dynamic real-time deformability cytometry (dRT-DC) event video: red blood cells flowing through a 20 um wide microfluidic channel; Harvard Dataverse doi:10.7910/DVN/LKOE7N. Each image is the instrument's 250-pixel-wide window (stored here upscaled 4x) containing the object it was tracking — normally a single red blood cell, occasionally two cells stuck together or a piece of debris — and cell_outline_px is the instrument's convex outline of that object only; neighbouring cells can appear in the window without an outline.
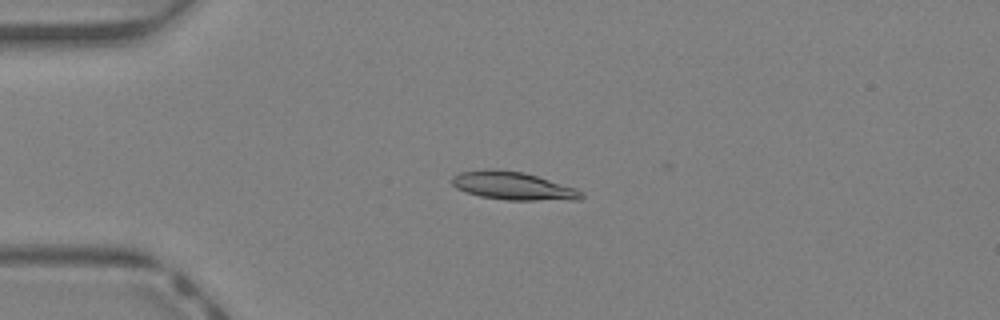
{"species": "Egyptian fruit bat (a non-hibernating species)", "species_latin": "Rousettus aegyptiacus", "temperature_condition": "warm", "stored_images_in_passage": 43, "camera_frame_rate_fps": 3000, "um_per_image_px": 0.085, "animal": {"sex": "female"}, "frame": {"image": 1, "passage_image": 10, "time_ms": 3.0, "image_size_px": [1000, 320], "cell_outline_px": [[584, 196], [580, 200], [504, 200], [480, 196], [456, 188], [452, 184], [452, 176], [460, 172], [488, 168], [492, 168], [524, 172], [576, 188]], "centroid_in_image_um": [43.6, 15.79], "position_along_channel_um": 41.4, "area_um2": 21.21}}
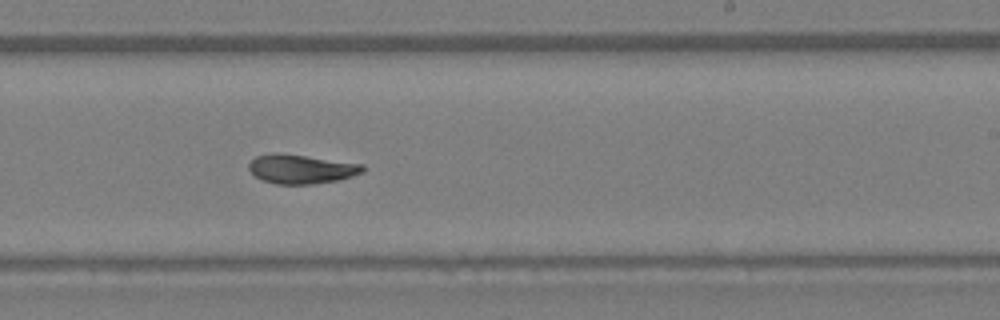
{"frame": {"image": 2, "passage_image": 26, "time_ms": 8.333, "image_size_px": [1000, 320], "cell_outline_px": [[364, 172], [352, 176], [336, 180], [312, 184], [276, 184], [264, 180], [256, 176], [248, 168], [248, 164], [256, 156], [276, 152], [364, 164]], "centroid_in_image_um": [25.61, 14.36], "position_along_channel_um": 263.4, "area_um2": 19.13}}
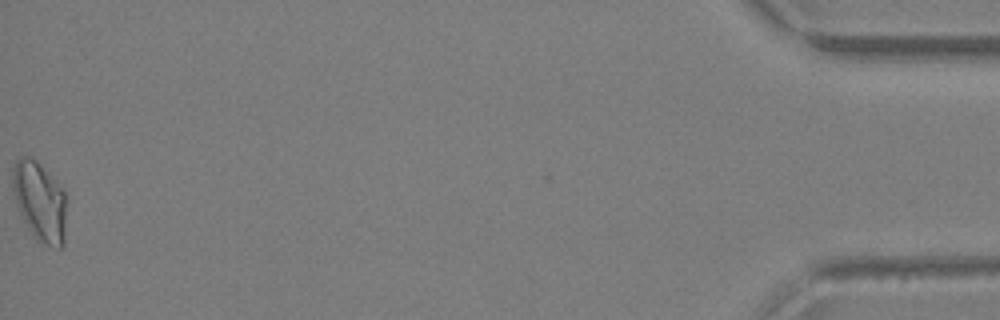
{"frame": {"image": 3, "passage_image": 43, "time_ms": 14.0, "image_size_px": [1000, 320], "cell_outline_px": [[68, 200], [64, 244], [60, 248], [36, 240], [28, 228], [20, 212], [16, 200], [12, 184], [12, 168], [16, 160], [24, 156], [32, 156], [36, 160], [64, 192]], "centroid_in_image_um": [3.41, 17.13], "position_along_channel_um": 431.8, "area_um2": 24.85}, "authors_computed_cell_mechanics": {"area_um2": 19.7098, "velocity_mm_per_s": 4.7426, "shape_relaxation_time_tau1_ms": 7.1686, "shape_relaxation_time_tau2_ms": 2.603, "deformation_change_tau1": 0.2239, "deformation_change_tau2": 0.0894}}